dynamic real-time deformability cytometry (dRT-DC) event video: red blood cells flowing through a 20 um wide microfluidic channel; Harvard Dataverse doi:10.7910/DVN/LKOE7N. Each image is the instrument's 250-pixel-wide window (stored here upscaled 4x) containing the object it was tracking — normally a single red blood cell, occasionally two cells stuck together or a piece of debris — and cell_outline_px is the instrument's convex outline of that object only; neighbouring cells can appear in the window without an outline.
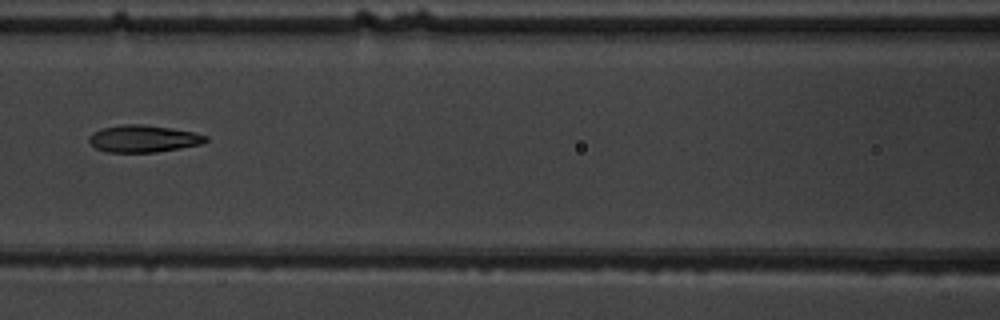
{"species": "common noctule bat (a hibernating species)", "species_latin": "Nyctalus noctula", "temperature_condition": "warm", "stored_images_in_passage": 8, "camera_frame_rate_fps": 3000, "um_per_image_px": 0.085, "animal": {"sex": "male", "body_mass_g": 19.5, "forearm_length_mm": 54.6}, "frame": {"image": 1, "passage_image": 7, "time_ms": 7.0, "image_size_px": [1000, 320], "cell_outline_px": [[208, 140], [204, 144], [156, 152], [108, 152], [96, 148], [88, 140], [88, 136], [92, 132], [100, 128], [124, 124], [144, 124], [172, 128], [192, 132], [208, 136]], "centroid_in_image_um": [12.19, 11.78], "position_along_channel_um": 154.4, "area_um2": 18.55}}
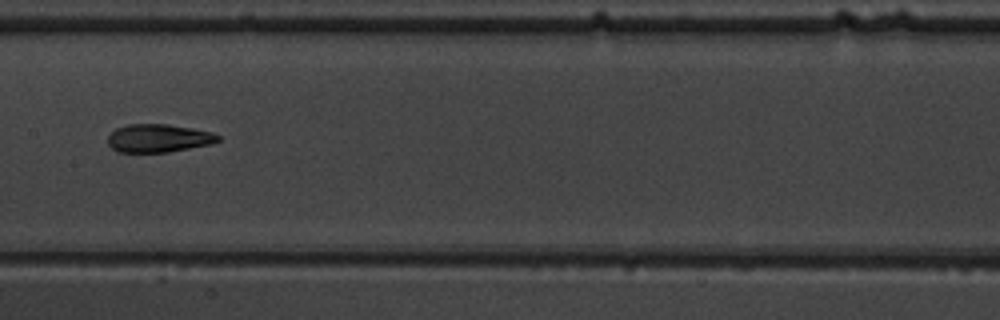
{"frame": {"image": 2, "passage_image": 8, "time_ms": 8.0, "image_size_px": [1000, 320], "cell_outline_px": [[220, 140], [212, 144], [168, 152], [116, 152], [108, 144], [108, 136], [116, 128], [128, 124], [168, 124], [192, 128], [212, 132], [220, 136]], "centroid_in_image_um": [13.47, 11.75], "position_along_channel_um": 193.9, "area_um2": 18.15}}